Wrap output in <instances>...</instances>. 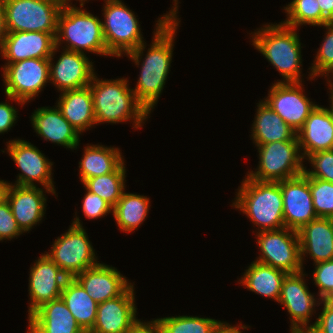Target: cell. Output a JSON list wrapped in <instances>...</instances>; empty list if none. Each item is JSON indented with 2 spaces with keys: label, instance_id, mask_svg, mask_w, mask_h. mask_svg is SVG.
Returning a JSON list of instances; mask_svg holds the SVG:
<instances>
[{
  "label": "cell",
  "instance_id": "6da1fadb",
  "mask_svg": "<svg viewBox=\"0 0 333 333\" xmlns=\"http://www.w3.org/2000/svg\"><path fill=\"white\" fill-rule=\"evenodd\" d=\"M173 1V9L157 20L152 44L148 48L145 60L141 62L137 85L132 89L137 100L149 113L158 102L171 66L173 42L179 26L177 18L179 2Z\"/></svg>",
  "mask_w": 333,
  "mask_h": 333
},
{
  "label": "cell",
  "instance_id": "7a4b0ae2",
  "mask_svg": "<svg viewBox=\"0 0 333 333\" xmlns=\"http://www.w3.org/2000/svg\"><path fill=\"white\" fill-rule=\"evenodd\" d=\"M128 79H98L94 73L89 84L95 113L96 125L99 123H122L133 120L138 129L150 114L137 100Z\"/></svg>",
  "mask_w": 333,
  "mask_h": 333
},
{
  "label": "cell",
  "instance_id": "3957f363",
  "mask_svg": "<svg viewBox=\"0 0 333 333\" xmlns=\"http://www.w3.org/2000/svg\"><path fill=\"white\" fill-rule=\"evenodd\" d=\"M252 33V45L260 51L283 80L277 83H299L301 79V42L296 28L279 24H267Z\"/></svg>",
  "mask_w": 333,
  "mask_h": 333
},
{
  "label": "cell",
  "instance_id": "277c9868",
  "mask_svg": "<svg viewBox=\"0 0 333 333\" xmlns=\"http://www.w3.org/2000/svg\"><path fill=\"white\" fill-rule=\"evenodd\" d=\"M232 206L246 214L258 226V232L285 228L278 182H260L246 176Z\"/></svg>",
  "mask_w": 333,
  "mask_h": 333
},
{
  "label": "cell",
  "instance_id": "5b68a950",
  "mask_svg": "<svg viewBox=\"0 0 333 333\" xmlns=\"http://www.w3.org/2000/svg\"><path fill=\"white\" fill-rule=\"evenodd\" d=\"M103 34L108 52L115 57L126 54L140 64L146 44L135 14L121 0H105Z\"/></svg>",
  "mask_w": 333,
  "mask_h": 333
},
{
  "label": "cell",
  "instance_id": "8992f818",
  "mask_svg": "<svg viewBox=\"0 0 333 333\" xmlns=\"http://www.w3.org/2000/svg\"><path fill=\"white\" fill-rule=\"evenodd\" d=\"M55 38L58 48L65 41L68 44L65 50L82 54L86 50L101 56H112L106 47L101 19L80 7L61 9Z\"/></svg>",
  "mask_w": 333,
  "mask_h": 333
},
{
  "label": "cell",
  "instance_id": "52a82bcc",
  "mask_svg": "<svg viewBox=\"0 0 333 333\" xmlns=\"http://www.w3.org/2000/svg\"><path fill=\"white\" fill-rule=\"evenodd\" d=\"M259 152L257 171L247 176L260 182H279L304 173L305 166L298 141H276L256 145Z\"/></svg>",
  "mask_w": 333,
  "mask_h": 333
},
{
  "label": "cell",
  "instance_id": "ba28073f",
  "mask_svg": "<svg viewBox=\"0 0 333 333\" xmlns=\"http://www.w3.org/2000/svg\"><path fill=\"white\" fill-rule=\"evenodd\" d=\"M79 217L70 228L55 239L46 255L69 277L74 278L84 270L98 264L97 257Z\"/></svg>",
  "mask_w": 333,
  "mask_h": 333
},
{
  "label": "cell",
  "instance_id": "9c48e42d",
  "mask_svg": "<svg viewBox=\"0 0 333 333\" xmlns=\"http://www.w3.org/2000/svg\"><path fill=\"white\" fill-rule=\"evenodd\" d=\"M7 32H45L57 35L61 7L51 0H4Z\"/></svg>",
  "mask_w": 333,
  "mask_h": 333
},
{
  "label": "cell",
  "instance_id": "30bf717a",
  "mask_svg": "<svg viewBox=\"0 0 333 333\" xmlns=\"http://www.w3.org/2000/svg\"><path fill=\"white\" fill-rule=\"evenodd\" d=\"M2 69L5 95L19 105L34 99L46 83H50L49 59L32 58L5 63Z\"/></svg>",
  "mask_w": 333,
  "mask_h": 333
},
{
  "label": "cell",
  "instance_id": "8fae6325",
  "mask_svg": "<svg viewBox=\"0 0 333 333\" xmlns=\"http://www.w3.org/2000/svg\"><path fill=\"white\" fill-rule=\"evenodd\" d=\"M260 256L256 261L287 273L303 270L298 231L282 228L256 233Z\"/></svg>",
  "mask_w": 333,
  "mask_h": 333
},
{
  "label": "cell",
  "instance_id": "7c38bea8",
  "mask_svg": "<svg viewBox=\"0 0 333 333\" xmlns=\"http://www.w3.org/2000/svg\"><path fill=\"white\" fill-rule=\"evenodd\" d=\"M6 143L9 156L22 172L17 176L16 185L36 186L35 182H38L45 188L46 193L55 194L52 179L53 162L46 159L36 146L25 140L14 139Z\"/></svg>",
  "mask_w": 333,
  "mask_h": 333
},
{
  "label": "cell",
  "instance_id": "4fadbf2b",
  "mask_svg": "<svg viewBox=\"0 0 333 333\" xmlns=\"http://www.w3.org/2000/svg\"><path fill=\"white\" fill-rule=\"evenodd\" d=\"M302 82L274 83L264 102L296 132L305 124L314 104L303 92Z\"/></svg>",
  "mask_w": 333,
  "mask_h": 333
},
{
  "label": "cell",
  "instance_id": "5bb4252c",
  "mask_svg": "<svg viewBox=\"0 0 333 333\" xmlns=\"http://www.w3.org/2000/svg\"><path fill=\"white\" fill-rule=\"evenodd\" d=\"M283 199L285 227L299 231L304 225L318 218L310 191V178L305 174L278 182Z\"/></svg>",
  "mask_w": 333,
  "mask_h": 333
},
{
  "label": "cell",
  "instance_id": "9a60e30c",
  "mask_svg": "<svg viewBox=\"0 0 333 333\" xmlns=\"http://www.w3.org/2000/svg\"><path fill=\"white\" fill-rule=\"evenodd\" d=\"M28 317L41 305L61 297L68 276L45 253L30 268Z\"/></svg>",
  "mask_w": 333,
  "mask_h": 333
},
{
  "label": "cell",
  "instance_id": "2e32d148",
  "mask_svg": "<svg viewBox=\"0 0 333 333\" xmlns=\"http://www.w3.org/2000/svg\"><path fill=\"white\" fill-rule=\"evenodd\" d=\"M327 82L331 94L330 109L317 105L296 132L304 159L313 153L333 149V83L331 80Z\"/></svg>",
  "mask_w": 333,
  "mask_h": 333
},
{
  "label": "cell",
  "instance_id": "e0dca14e",
  "mask_svg": "<svg viewBox=\"0 0 333 333\" xmlns=\"http://www.w3.org/2000/svg\"><path fill=\"white\" fill-rule=\"evenodd\" d=\"M58 52L55 46L49 58L50 81L59 91L80 89L89 86L94 75L93 62L86 57V54L70 50H63L55 65L53 57Z\"/></svg>",
  "mask_w": 333,
  "mask_h": 333
},
{
  "label": "cell",
  "instance_id": "ac0fdd59",
  "mask_svg": "<svg viewBox=\"0 0 333 333\" xmlns=\"http://www.w3.org/2000/svg\"><path fill=\"white\" fill-rule=\"evenodd\" d=\"M303 271L288 273L283 280L278 303L287 309L290 315L291 329L309 328V320L321 300L314 298L304 280ZM306 283V284H305ZM316 299V300H315Z\"/></svg>",
  "mask_w": 333,
  "mask_h": 333
},
{
  "label": "cell",
  "instance_id": "d6986e66",
  "mask_svg": "<svg viewBox=\"0 0 333 333\" xmlns=\"http://www.w3.org/2000/svg\"><path fill=\"white\" fill-rule=\"evenodd\" d=\"M134 285L122 295L98 304L97 317L90 333H127L137 320Z\"/></svg>",
  "mask_w": 333,
  "mask_h": 333
},
{
  "label": "cell",
  "instance_id": "ffe728a7",
  "mask_svg": "<svg viewBox=\"0 0 333 333\" xmlns=\"http://www.w3.org/2000/svg\"><path fill=\"white\" fill-rule=\"evenodd\" d=\"M43 189L36 186H20L8 183L5 198L13 216L23 232H28L39 223L45 212L47 197Z\"/></svg>",
  "mask_w": 333,
  "mask_h": 333
},
{
  "label": "cell",
  "instance_id": "44dd1931",
  "mask_svg": "<svg viewBox=\"0 0 333 333\" xmlns=\"http://www.w3.org/2000/svg\"><path fill=\"white\" fill-rule=\"evenodd\" d=\"M74 278L98 304L122 295L132 285L115 267L104 263H98Z\"/></svg>",
  "mask_w": 333,
  "mask_h": 333
},
{
  "label": "cell",
  "instance_id": "7402d4cb",
  "mask_svg": "<svg viewBox=\"0 0 333 333\" xmlns=\"http://www.w3.org/2000/svg\"><path fill=\"white\" fill-rule=\"evenodd\" d=\"M56 46L53 34L45 32H7L0 54L7 63L25 59H49Z\"/></svg>",
  "mask_w": 333,
  "mask_h": 333
},
{
  "label": "cell",
  "instance_id": "603a6c76",
  "mask_svg": "<svg viewBox=\"0 0 333 333\" xmlns=\"http://www.w3.org/2000/svg\"><path fill=\"white\" fill-rule=\"evenodd\" d=\"M32 114L30 121L38 136L64 148L77 149L80 133L65 119L57 106L41 107Z\"/></svg>",
  "mask_w": 333,
  "mask_h": 333
},
{
  "label": "cell",
  "instance_id": "cb8c5ba5",
  "mask_svg": "<svg viewBox=\"0 0 333 333\" xmlns=\"http://www.w3.org/2000/svg\"><path fill=\"white\" fill-rule=\"evenodd\" d=\"M27 333H84L62 298L47 302L29 317Z\"/></svg>",
  "mask_w": 333,
  "mask_h": 333
},
{
  "label": "cell",
  "instance_id": "d4e9b609",
  "mask_svg": "<svg viewBox=\"0 0 333 333\" xmlns=\"http://www.w3.org/2000/svg\"><path fill=\"white\" fill-rule=\"evenodd\" d=\"M298 235L302 267L308 253L314 264L333 260V218L318 217L304 225Z\"/></svg>",
  "mask_w": 333,
  "mask_h": 333
},
{
  "label": "cell",
  "instance_id": "484cf974",
  "mask_svg": "<svg viewBox=\"0 0 333 333\" xmlns=\"http://www.w3.org/2000/svg\"><path fill=\"white\" fill-rule=\"evenodd\" d=\"M59 96L57 108L80 134L96 124L89 86L62 91Z\"/></svg>",
  "mask_w": 333,
  "mask_h": 333
},
{
  "label": "cell",
  "instance_id": "4316f807",
  "mask_svg": "<svg viewBox=\"0 0 333 333\" xmlns=\"http://www.w3.org/2000/svg\"><path fill=\"white\" fill-rule=\"evenodd\" d=\"M257 107L251 134L255 145L276 141H298L296 131L273 111L268 104L261 100Z\"/></svg>",
  "mask_w": 333,
  "mask_h": 333
},
{
  "label": "cell",
  "instance_id": "83f0119b",
  "mask_svg": "<svg viewBox=\"0 0 333 333\" xmlns=\"http://www.w3.org/2000/svg\"><path fill=\"white\" fill-rule=\"evenodd\" d=\"M287 274V272L281 269L255 260L246 269L244 275H242L240 284L252 292L266 298H272L278 302L282 283Z\"/></svg>",
  "mask_w": 333,
  "mask_h": 333
},
{
  "label": "cell",
  "instance_id": "f1b7e54d",
  "mask_svg": "<svg viewBox=\"0 0 333 333\" xmlns=\"http://www.w3.org/2000/svg\"><path fill=\"white\" fill-rule=\"evenodd\" d=\"M79 162V175L83 183L89 178L114 172L123 162L119 148L103 145H87Z\"/></svg>",
  "mask_w": 333,
  "mask_h": 333
},
{
  "label": "cell",
  "instance_id": "f546056e",
  "mask_svg": "<svg viewBox=\"0 0 333 333\" xmlns=\"http://www.w3.org/2000/svg\"><path fill=\"white\" fill-rule=\"evenodd\" d=\"M61 298L85 332H89L96 321L98 303L94 301L75 278H68Z\"/></svg>",
  "mask_w": 333,
  "mask_h": 333
},
{
  "label": "cell",
  "instance_id": "4dcf8cb0",
  "mask_svg": "<svg viewBox=\"0 0 333 333\" xmlns=\"http://www.w3.org/2000/svg\"><path fill=\"white\" fill-rule=\"evenodd\" d=\"M149 203L147 196L123 192L112 210L120 230L128 233L137 229L148 215Z\"/></svg>",
  "mask_w": 333,
  "mask_h": 333
},
{
  "label": "cell",
  "instance_id": "1f68e13d",
  "mask_svg": "<svg viewBox=\"0 0 333 333\" xmlns=\"http://www.w3.org/2000/svg\"><path fill=\"white\" fill-rule=\"evenodd\" d=\"M124 165L123 162L114 172L89 178L82 184L86 190L100 196L114 207L125 189L126 169Z\"/></svg>",
  "mask_w": 333,
  "mask_h": 333
},
{
  "label": "cell",
  "instance_id": "d6a6232c",
  "mask_svg": "<svg viewBox=\"0 0 333 333\" xmlns=\"http://www.w3.org/2000/svg\"><path fill=\"white\" fill-rule=\"evenodd\" d=\"M287 19L282 24L297 28L302 25L323 26L329 21L321 14L318 0H292L285 8Z\"/></svg>",
  "mask_w": 333,
  "mask_h": 333
},
{
  "label": "cell",
  "instance_id": "836d02e7",
  "mask_svg": "<svg viewBox=\"0 0 333 333\" xmlns=\"http://www.w3.org/2000/svg\"><path fill=\"white\" fill-rule=\"evenodd\" d=\"M163 333H211L220 322L198 316H172L158 318Z\"/></svg>",
  "mask_w": 333,
  "mask_h": 333
},
{
  "label": "cell",
  "instance_id": "e575fe53",
  "mask_svg": "<svg viewBox=\"0 0 333 333\" xmlns=\"http://www.w3.org/2000/svg\"><path fill=\"white\" fill-rule=\"evenodd\" d=\"M310 191L317 217L333 218V183L310 178Z\"/></svg>",
  "mask_w": 333,
  "mask_h": 333
},
{
  "label": "cell",
  "instance_id": "d590c367",
  "mask_svg": "<svg viewBox=\"0 0 333 333\" xmlns=\"http://www.w3.org/2000/svg\"><path fill=\"white\" fill-rule=\"evenodd\" d=\"M326 27L328 31L323 43L320 46L316 54V59L314 63H312V67H310V75L309 78L312 80L315 79L316 76H324L329 78L331 73L333 74V22H328L327 24L323 25ZM330 73V75H329Z\"/></svg>",
  "mask_w": 333,
  "mask_h": 333
},
{
  "label": "cell",
  "instance_id": "8d00e7d4",
  "mask_svg": "<svg viewBox=\"0 0 333 333\" xmlns=\"http://www.w3.org/2000/svg\"><path fill=\"white\" fill-rule=\"evenodd\" d=\"M314 170H304L309 178H318L333 183V149L319 151L309 155L307 158Z\"/></svg>",
  "mask_w": 333,
  "mask_h": 333
},
{
  "label": "cell",
  "instance_id": "74e56055",
  "mask_svg": "<svg viewBox=\"0 0 333 333\" xmlns=\"http://www.w3.org/2000/svg\"><path fill=\"white\" fill-rule=\"evenodd\" d=\"M313 281L319 288L318 300H328L333 295V260L315 264Z\"/></svg>",
  "mask_w": 333,
  "mask_h": 333
},
{
  "label": "cell",
  "instance_id": "f35d334b",
  "mask_svg": "<svg viewBox=\"0 0 333 333\" xmlns=\"http://www.w3.org/2000/svg\"><path fill=\"white\" fill-rule=\"evenodd\" d=\"M23 233L13 216L9 202L4 198L0 202V241L12 240Z\"/></svg>",
  "mask_w": 333,
  "mask_h": 333
},
{
  "label": "cell",
  "instance_id": "ab89813d",
  "mask_svg": "<svg viewBox=\"0 0 333 333\" xmlns=\"http://www.w3.org/2000/svg\"><path fill=\"white\" fill-rule=\"evenodd\" d=\"M85 197L83 198L82 208L84 215L88 219H98L110 212H113V207L102 199L100 196L86 190Z\"/></svg>",
  "mask_w": 333,
  "mask_h": 333
},
{
  "label": "cell",
  "instance_id": "60d3db41",
  "mask_svg": "<svg viewBox=\"0 0 333 333\" xmlns=\"http://www.w3.org/2000/svg\"><path fill=\"white\" fill-rule=\"evenodd\" d=\"M323 304L322 312L317 317L316 321L311 325L315 333H333V302L329 300H321Z\"/></svg>",
  "mask_w": 333,
  "mask_h": 333
},
{
  "label": "cell",
  "instance_id": "b9f144b4",
  "mask_svg": "<svg viewBox=\"0 0 333 333\" xmlns=\"http://www.w3.org/2000/svg\"><path fill=\"white\" fill-rule=\"evenodd\" d=\"M16 108L10 105L8 102L0 103V134L7 132L11 129L15 121L17 120Z\"/></svg>",
  "mask_w": 333,
  "mask_h": 333
},
{
  "label": "cell",
  "instance_id": "7bdbcfd3",
  "mask_svg": "<svg viewBox=\"0 0 333 333\" xmlns=\"http://www.w3.org/2000/svg\"><path fill=\"white\" fill-rule=\"evenodd\" d=\"M127 333H163L158 319L149 322L136 320Z\"/></svg>",
  "mask_w": 333,
  "mask_h": 333
},
{
  "label": "cell",
  "instance_id": "ee69618b",
  "mask_svg": "<svg viewBox=\"0 0 333 333\" xmlns=\"http://www.w3.org/2000/svg\"><path fill=\"white\" fill-rule=\"evenodd\" d=\"M249 327L246 325H242L240 322V325L232 326L229 323L225 322H219L214 329L211 331V333H242L240 329H248Z\"/></svg>",
  "mask_w": 333,
  "mask_h": 333
},
{
  "label": "cell",
  "instance_id": "f6af8a7d",
  "mask_svg": "<svg viewBox=\"0 0 333 333\" xmlns=\"http://www.w3.org/2000/svg\"><path fill=\"white\" fill-rule=\"evenodd\" d=\"M321 14L329 21L333 22V0H318Z\"/></svg>",
  "mask_w": 333,
  "mask_h": 333
},
{
  "label": "cell",
  "instance_id": "bcb514c9",
  "mask_svg": "<svg viewBox=\"0 0 333 333\" xmlns=\"http://www.w3.org/2000/svg\"><path fill=\"white\" fill-rule=\"evenodd\" d=\"M6 34H7V31H6V26H5V1L0 0V53L3 48Z\"/></svg>",
  "mask_w": 333,
  "mask_h": 333
},
{
  "label": "cell",
  "instance_id": "7dc6e473",
  "mask_svg": "<svg viewBox=\"0 0 333 333\" xmlns=\"http://www.w3.org/2000/svg\"><path fill=\"white\" fill-rule=\"evenodd\" d=\"M51 1L55 2L61 8L69 7L72 5V3L70 2L71 0H51ZM78 1H80V7L82 8L84 6L85 1H87V0H78ZM69 2H70V4H69Z\"/></svg>",
  "mask_w": 333,
  "mask_h": 333
},
{
  "label": "cell",
  "instance_id": "c3c4849f",
  "mask_svg": "<svg viewBox=\"0 0 333 333\" xmlns=\"http://www.w3.org/2000/svg\"><path fill=\"white\" fill-rule=\"evenodd\" d=\"M7 181L0 180V202L5 198L6 189L8 186Z\"/></svg>",
  "mask_w": 333,
  "mask_h": 333
},
{
  "label": "cell",
  "instance_id": "681fc988",
  "mask_svg": "<svg viewBox=\"0 0 333 333\" xmlns=\"http://www.w3.org/2000/svg\"><path fill=\"white\" fill-rule=\"evenodd\" d=\"M290 333H315L311 328L291 329Z\"/></svg>",
  "mask_w": 333,
  "mask_h": 333
},
{
  "label": "cell",
  "instance_id": "f907efd6",
  "mask_svg": "<svg viewBox=\"0 0 333 333\" xmlns=\"http://www.w3.org/2000/svg\"><path fill=\"white\" fill-rule=\"evenodd\" d=\"M328 300L333 302V295Z\"/></svg>",
  "mask_w": 333,
  "mask_h": 333
}]
</instances>
